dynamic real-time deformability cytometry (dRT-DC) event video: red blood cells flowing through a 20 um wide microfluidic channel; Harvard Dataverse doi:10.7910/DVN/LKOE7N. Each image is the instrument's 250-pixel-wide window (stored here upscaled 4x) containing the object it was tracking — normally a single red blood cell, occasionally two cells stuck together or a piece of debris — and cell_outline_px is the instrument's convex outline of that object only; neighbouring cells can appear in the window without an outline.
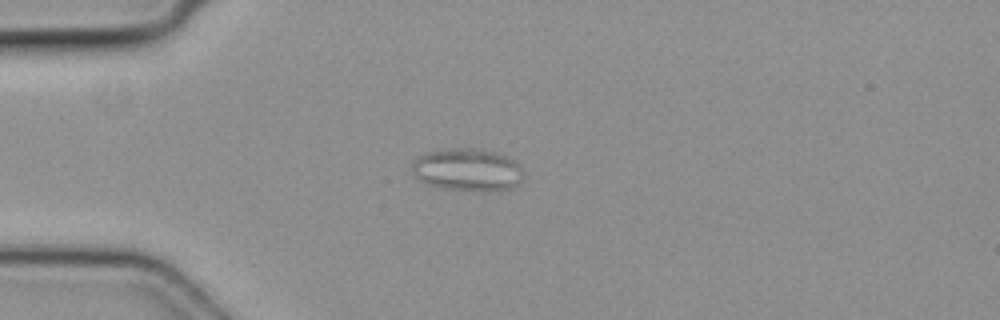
{"species": "common noctule bat (a hibernating species)", "species_latin": "Nyctalus noctula", "temperature_condition": "cold", "stored_images_in_passage": 56, "segment_of_instrument_passage": [1, 2], "camera_frame_rate_fps": 3000, "um_per_image_px": 0.085, "animal": {"sex": "female", "body_mass_g": 19.3, "forearm_length_mm": 54.1}, "frame": {"image": 1, "passage_image": 15, "time_ms": 4.667, "image_size_px": [1000, 320], "cell_outline_px": [[524, 180], [520, 184], [512, 188], [488, 192], [476, 192], [440, 188], [424, 184], [416, 180], [412, 172], [412, 164], [416, 156], [424, 152], [452, 148], [476, 148], [496, 152], [512, 160], [524, 172]], "centroid_in_image_um": [39.7, 14.46], "position_along_channel_um": 45.3, "area_um2": 28.5}}